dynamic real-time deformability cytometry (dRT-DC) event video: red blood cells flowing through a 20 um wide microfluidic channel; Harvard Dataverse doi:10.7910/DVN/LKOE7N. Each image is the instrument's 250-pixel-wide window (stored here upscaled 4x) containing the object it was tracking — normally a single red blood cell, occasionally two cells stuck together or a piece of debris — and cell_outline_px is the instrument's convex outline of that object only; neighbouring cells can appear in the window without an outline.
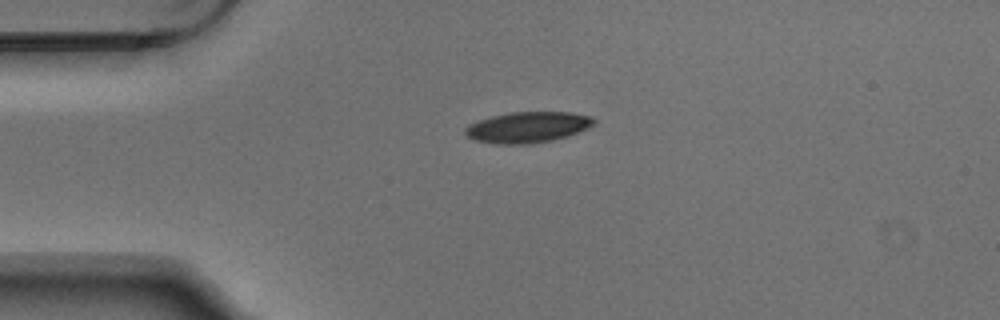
{"species": "Egyptian fruit bat (a non-hibernating species)", "species_latin": "Rousettus aegyptiacus", "temperature_condition": "warm", "stored_images_in_passage": 4, "camera_frame_rate_fps": 3000, "um_per_image_px": 0.085, "animal": {"sex": "male"}, "frame": {"image": 1, "passage_image": 4, "time_ms": 1.0, "image_size_px": [1000, 320], "cell_outline_px": [[596, 124], [568, 136], [552, 140], [528, 144], [496, 144], [476, 140], [468, 136], [464, 132], [464, 128], [468, 124], [492, 116], [512, 112], [568, 112], [592, 116], [596, 120]], "centroid_in_image_um": [44.87, 10.81], "position_along_channel_um": 40.1, "area_um2": 23.12}}